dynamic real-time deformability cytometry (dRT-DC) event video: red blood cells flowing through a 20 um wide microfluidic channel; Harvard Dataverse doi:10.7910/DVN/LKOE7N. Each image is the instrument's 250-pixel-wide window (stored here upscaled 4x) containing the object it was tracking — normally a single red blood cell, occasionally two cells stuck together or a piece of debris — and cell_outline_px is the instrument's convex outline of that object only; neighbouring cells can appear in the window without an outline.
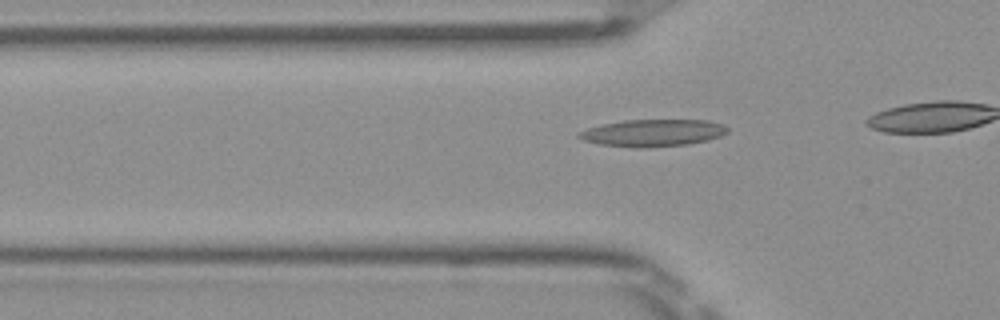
{"species": "Egyptian fruit bat (a non-hibernating species)", "species_latin": "Rousettus aegyptiacus", "temperature_condition": "room temperature", "stored_images_in_passage": 18, "camera_frame_rate_fps": 3000, "um_per_image_px": 0.085, "frame": {"image": 1, "passage_image": 13, "time_ms": 4.0, "image_size_px": [1000, 320], "cell_outline_px": [[728, 132], [720, 136], [708, 140], [688, 144], [648, 148], [636, 148], [600, 144], [584, 140], [576, 136], [580, 132], [588, 128], [604, 124], [624, 120], [708, 120], [724, 124], [728, 128]], "centroid_in_image_um": [55.53, 11.3], "position_along_channel_um": 70.3, "area_um2": 23.47}}